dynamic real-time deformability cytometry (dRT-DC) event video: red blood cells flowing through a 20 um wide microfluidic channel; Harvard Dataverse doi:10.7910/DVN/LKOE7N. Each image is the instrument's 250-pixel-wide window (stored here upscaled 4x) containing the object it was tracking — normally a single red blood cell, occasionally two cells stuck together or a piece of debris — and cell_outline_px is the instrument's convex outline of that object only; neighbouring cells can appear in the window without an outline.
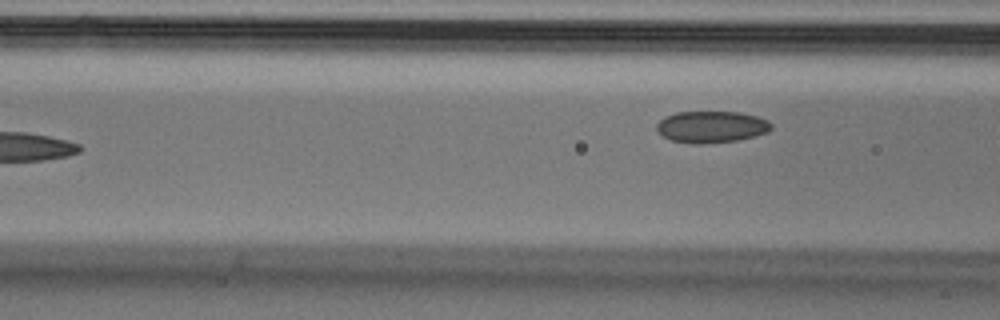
{"species": "Egyptian fruit bat (a non-hibernating species)", "species_latin": "Rousettus aegyptiacus", "temperature_condition": "cold", "stored_images_in_passage": 6, "camera_frame_rate_fps": 3000, "um_per_image_px": 0.085, "animal": {"sex": "male"}, "frame": {"image": 1, "passage_image": 6, "time_ms": 1.667, "image_size_px": [1000, 320], "cell_outline_px": [[772, 128], [768, 132], [756, 136], [736, 140], [704, 144], [692, 144], [672, 140], [664, 136], [656, 128], [656, 124], [664, 116], [676, 112], [740, 112], [756, 116], [768, 120], [772, 124]], "centroid_in_image_um": [60.48, 10.78], "position_along_channel_um": 106.1, "area_um2": 21.21}}